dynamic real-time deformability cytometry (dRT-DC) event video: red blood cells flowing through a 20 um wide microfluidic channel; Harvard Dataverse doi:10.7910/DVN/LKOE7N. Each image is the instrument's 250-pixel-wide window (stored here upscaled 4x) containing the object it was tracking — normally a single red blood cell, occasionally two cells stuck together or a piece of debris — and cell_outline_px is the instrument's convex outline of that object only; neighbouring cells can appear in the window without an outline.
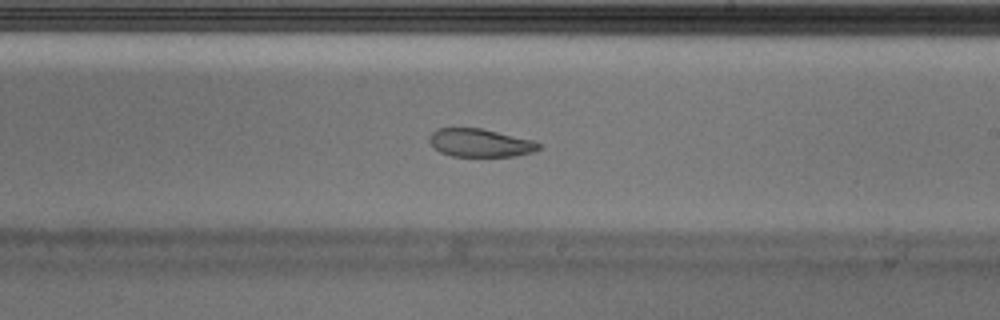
{"species": "Egyptian fruit bat (a non-hibernating species)", "species_latin": "Rousettus aegyptiacus", "temperature_condition": "cold", "stored_images_in_passage": 58, "camera_frame_rate_fps": 3000, "um_per_image_px": 0.085, "animal": {"sex": "male"}, "frame": {"image": 1, "passage_image": 34, "time_ms": 11.0, "image_size_px": [1000, 320], "cell_outline_px": [[540, 148], [532, 152], [516, 156], [452, 156], [440, 152], [428, 140], [428, 136], [436, 128], [480, 128], [532, 140], [540, 144]], "centroid_in_image_um": [40.78, 12.14], "position_along_channel_um": 248.2, "area_um2": 17.74}, "authors_computed_cell_mechanics": {"area_um2": 20.23, "velocity_mm_per_s": 3.4972, "shape_relaxation_time_tau1_ms": null, "shape_relaxation_time_tau2_ms": 2.4533, "deformation_change_tau1": null, "deformation_change_tau2": 0.0701}}